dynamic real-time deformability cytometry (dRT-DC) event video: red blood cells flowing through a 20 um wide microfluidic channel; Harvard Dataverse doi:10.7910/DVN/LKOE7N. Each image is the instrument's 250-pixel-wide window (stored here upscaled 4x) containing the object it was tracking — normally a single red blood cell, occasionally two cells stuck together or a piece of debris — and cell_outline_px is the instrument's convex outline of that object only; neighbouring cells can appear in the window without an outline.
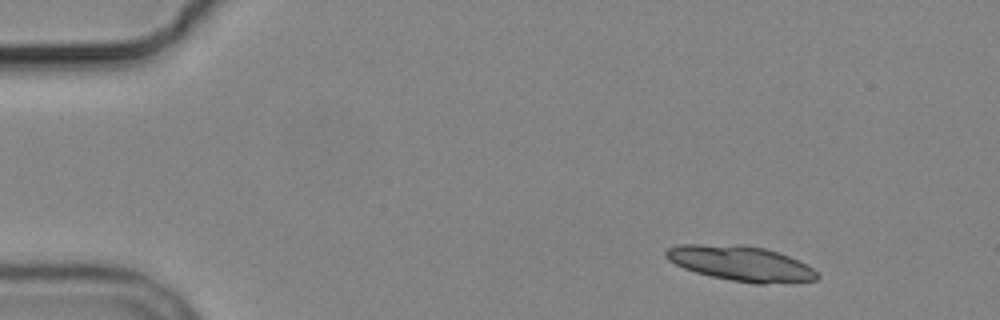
{"species": "common noctule bat (a hibernating species)", "species_latin": "Nyctalus noctula", "temperature_condition": "cold", "stored_images_in_passage": 7, "camera_frame_rate_fps": 3000, "um_per_image_px": 0.085, "animal": {"sex": "male", "body_mass_g": 19.2, "forearm_length_mm": 51.8}, "frame": {"image": 1, "passage_image": 1, "time_ms": 0.0, "image_size_px": [1000, 320], "cell_outline_px": [[820, 276], [816, 280], [764, 284], [752, 284], [712, 276], [696, 272], [684, 268], [668, 260], [664, 256], [664, 252], [668, 248], [680, 244], [700, 244], [764, 248], [780, 252], [808, 264]], "centroid_in_image_um": [62.99, 22.41], "position_along_channel_um": 22.0, "area_um2": 30.52}}